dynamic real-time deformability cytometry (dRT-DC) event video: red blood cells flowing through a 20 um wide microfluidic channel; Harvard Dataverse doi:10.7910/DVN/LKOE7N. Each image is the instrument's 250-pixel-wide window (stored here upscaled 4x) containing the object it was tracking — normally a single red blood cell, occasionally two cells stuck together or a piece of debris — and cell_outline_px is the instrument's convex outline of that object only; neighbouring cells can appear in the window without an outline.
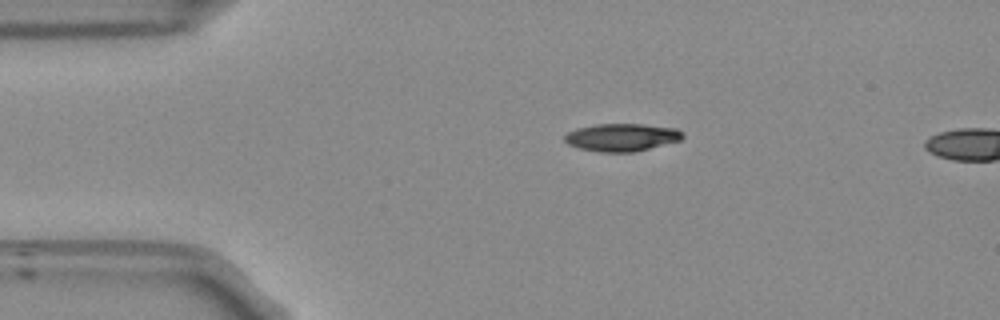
{"species": "Egyptian fruit bat (a non-hibernating species)", "species_latin": "Rousettus aegyptiacus", "temperature_condition": "room temperature", "stored_images_in_passage": 4, "camera_frame_rate_fps": 3000, "um_per_image_px": 0.085, "frame": {"image": 1, "passage_image": 1, "time_ms": 0.0, "image_size_px": [1000, 320], "cell_outline_px": [[684, 136], [680, 140], [632, 152], [600, 152], [580, 148], [568, 144], [564, 140], [564, 136], [568, 132], [576, 128], [596, 124], [644, 124], [676, 128], [684, 132]], "centroid_in_image_um": [52.84, 11.66], "position_along_channel_um": 32.2, "area_um2": 18.96}}